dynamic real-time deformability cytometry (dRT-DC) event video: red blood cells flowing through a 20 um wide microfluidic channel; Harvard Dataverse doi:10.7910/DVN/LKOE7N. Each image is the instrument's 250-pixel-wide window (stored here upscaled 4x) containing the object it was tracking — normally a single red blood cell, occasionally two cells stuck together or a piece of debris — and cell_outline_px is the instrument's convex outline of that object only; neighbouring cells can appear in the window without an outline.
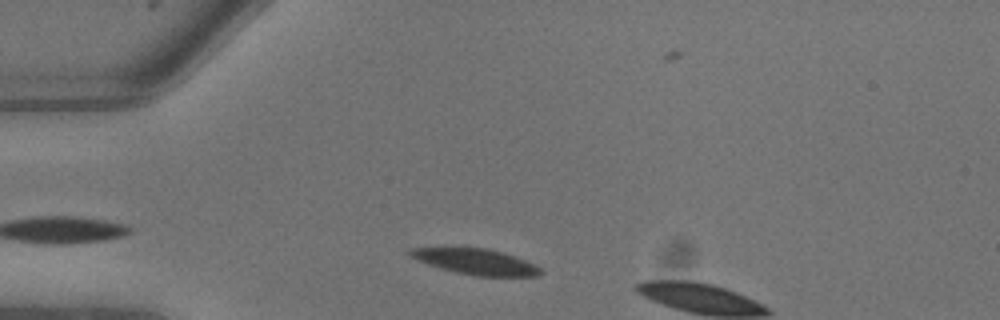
{"species": "common noctule bat (a hibernating species)", "species_latin": "Nyctalus noctula", "temperature_condition": "warm", "stored_images_in_passage": 2, "camera_frame_rate_fps": 3000, "um_per_image_px": 0.085, "animal": {"sex": "male", "body_mass_g": 13.3}, "frame": {"image": 1, "passage_image": 1, "time_ms": 0.0, "image_size_px": [1000, 320], "cell_outline_px": [[544, 272], [536, 276], [476, 276], [456, 272], [440, 268], [416, 260], [408, 256], [408, 252], [412, 248], [484, 248], [500, 252], [536, 264]], "centroid_in_image_um": [40.43, 22.25], "position_along_channel_um": 44.6, "area_um2": 19.25}}